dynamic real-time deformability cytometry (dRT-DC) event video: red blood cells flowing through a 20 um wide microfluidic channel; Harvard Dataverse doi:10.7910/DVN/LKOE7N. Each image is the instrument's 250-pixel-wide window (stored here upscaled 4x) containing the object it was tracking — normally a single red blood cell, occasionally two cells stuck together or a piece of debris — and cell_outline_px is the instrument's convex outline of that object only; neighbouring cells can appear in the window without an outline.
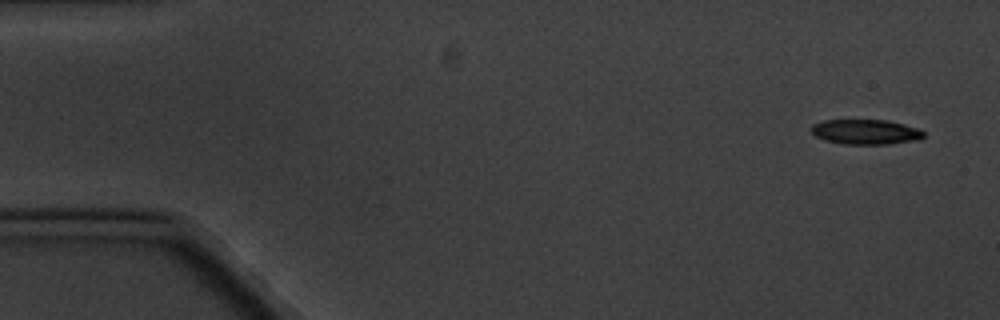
{"species": "common noctule bat (a hibernating species)", "species_latin": "Nyctalus noctula", "temperature_condition": "cold", "stored_images_in_passage": 5, "camera_frame_rate_fps": 3000, "um_per_image_px": 0.085, "animal": {"sex": "male", "body_mass_g": 20.1, "forearm_length_mm": 53.5}, "frame": {"image": 1, "passage_image": 1, "time_ms": 0.0, "image_size_px": [1000, 320], "cell_outline_px": [[924, 136], [920, 140], [888, 144], [844, 144], [824, 140], [816, 136], [812, 132], [812, 124], [824, 120], [888, 120], [904, 124], [916, 128], [924, 132]], "centroid_in_image_um": [73.59, 11.21], "position_along_channel_um": 11.4, "area_um2": 16.36}}
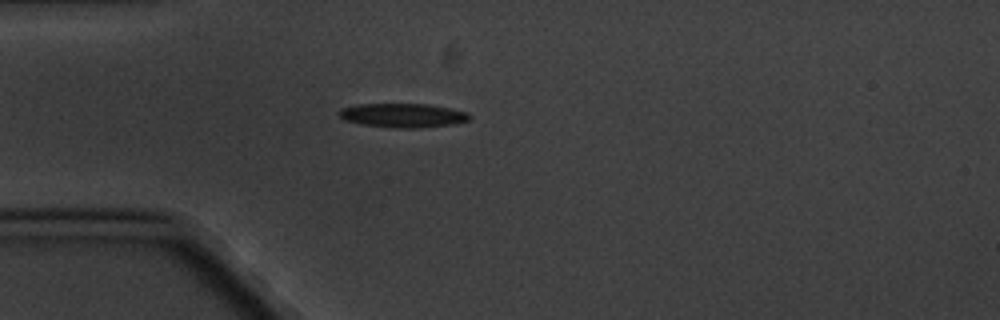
{"frame": {"image": 2, "passage_image": 5, "time_ms": 4.333, "image_size_px": [1000, 320], "cell_outline_px": [[472, 116], [468, 120], [452, 124], [416, 128], [396, 128], [364, 124], [344, 120], [336, 112], [340, 108], [356, 104], [428, 104], [468, 112]], "centroid_in_image_um": [34.21, 9.8], "position_along_channel_um": 50.8, "area_um2": 18.21}}